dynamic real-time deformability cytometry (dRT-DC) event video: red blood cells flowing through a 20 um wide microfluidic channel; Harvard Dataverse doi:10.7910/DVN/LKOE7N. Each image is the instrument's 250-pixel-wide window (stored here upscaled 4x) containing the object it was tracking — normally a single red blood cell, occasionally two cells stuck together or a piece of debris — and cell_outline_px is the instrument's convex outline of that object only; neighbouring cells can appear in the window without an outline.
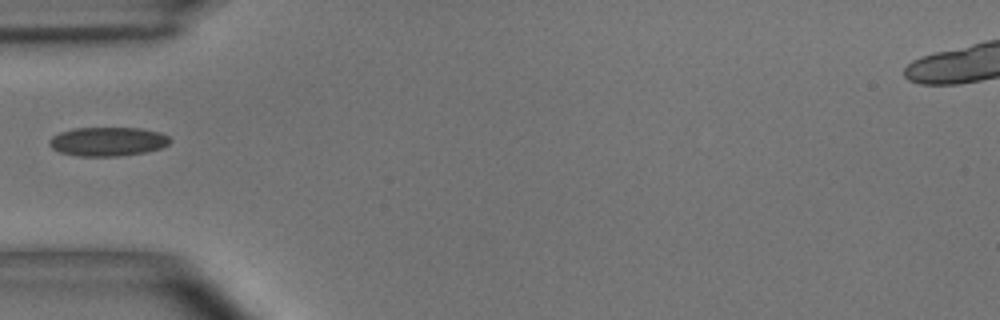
{"species": "common noctule bat (a hibernating species)", "species_latin": "Nyctalus noctula", "temperature_condition": "room temperature", "stored_images_in_passage": 5, "camera_frame_rate_fps": 3000, "um_per_image_px": 0.085, "animal": {"sex": "male", "body_mass_g": 15.6}, "frame": {"image": 1, "passage_image": 5, "time_ms": 1.333, "image_size_px": [1000, 320], "cell_outline_px": [[172, 140], [168, 144], [160, 148], [148, 152], [120, 156], [76, 156], [60, 152], [52, 148], [48, 144], [48, 140], [52, 136], [60, 132], [72, 128], [140, 128], [160, 132], [168, 136]], "centroid_in_image_um": [9.15, 12.03], "position_along_channel_um": 75.9, "area_um2": 20.58}}